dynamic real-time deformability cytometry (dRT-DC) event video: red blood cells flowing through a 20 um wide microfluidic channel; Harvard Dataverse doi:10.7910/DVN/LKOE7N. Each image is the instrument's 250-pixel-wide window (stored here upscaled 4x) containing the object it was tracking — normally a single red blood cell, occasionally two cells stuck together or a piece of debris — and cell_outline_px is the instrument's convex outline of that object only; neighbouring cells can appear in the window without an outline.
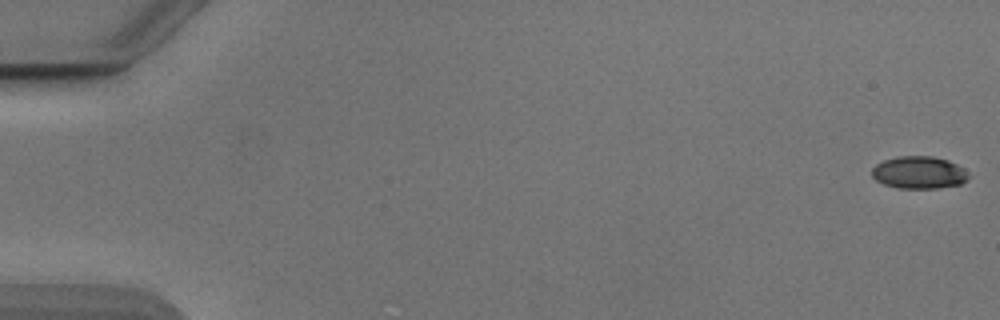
{"species": "Egyptian fruit bat (a non-hibernating species)", "species_latin": "Rousettus aegyptiacus", "temperature_condition": "cold", "stored_images_in_passage": 54, "camera_frame_rate_fps": 3000, "um_per_image_px": 0.085, "animal": {"sex": "male"}, "frame": {"image": 1, "passage_image": 1, "time_ms": 0.0, "image_size_px": [1000, 320], "cell_outline_px": [[968, 180], [960, 184], [940, 188], [896, 188], [884, 184], [876, 180], [872, 176], [872, 168], [876, 164], [884, 160], [900, 156], [932, 156], [948, 160], [964, 168], [968, 176]], "centroid_in_image_um": [78.11, 14.67], "position_along_channel_um": 6.9, "area_um2": 18.26}}
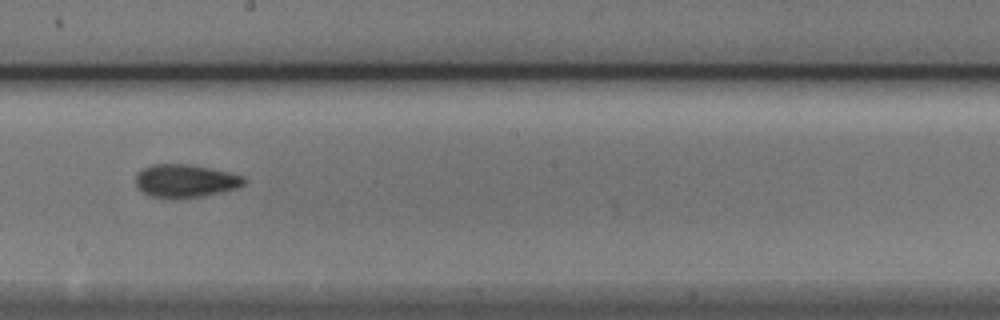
{"frame": {"image": 2, "passage_image": 31, "time_ms": 10.0, "image_size_px": [1000, 320], "cell_outline_px": [[248, 180], [240, 188], [204, 196], [180, 200], [176, 200], [148, 196], [136, 184], [136, 172], [152, 164], [192, 164], [228, 172], [244, 176]], "centroid_in_image_um": [15.79, 15.4], "position_along_channel_um": 232.4, "area_um2": 21.44}}
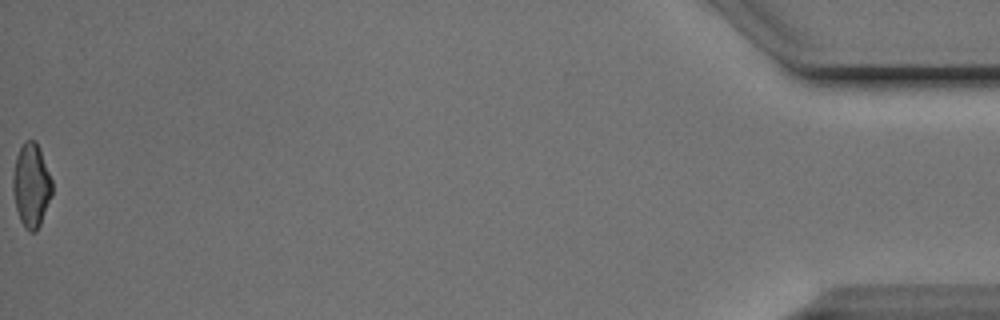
{"frame": {"image": 3, "passage_image": 54, "time_ms": 17.667, "image_size_px": [1000, 320], "cell_outline_px": [[52, 196], [40, 224], [36, 232], [28, 232], [24, 228], [20, 220], [16, 208], [12, 188], [12, 176], [16, 156], [24, 140], [36, 140], [40, 148], [52, 180]], "centroid_in_image_um": [2.66, 15.75], "position_along_channel_um": 432.5, "area_um2": 19.36}, "authors_computed_cell_mechanics": {"area_um2": 19.9699, "velocity_mm_per_s": 3.8937, "shape_relaxation_time_tau1_ms": 3.615, "shape_relaxation_time_tau2_ms": 2.9937, "deformation_change_tau1": 0.1358, "deformation_change_tau2": 0.0825}}